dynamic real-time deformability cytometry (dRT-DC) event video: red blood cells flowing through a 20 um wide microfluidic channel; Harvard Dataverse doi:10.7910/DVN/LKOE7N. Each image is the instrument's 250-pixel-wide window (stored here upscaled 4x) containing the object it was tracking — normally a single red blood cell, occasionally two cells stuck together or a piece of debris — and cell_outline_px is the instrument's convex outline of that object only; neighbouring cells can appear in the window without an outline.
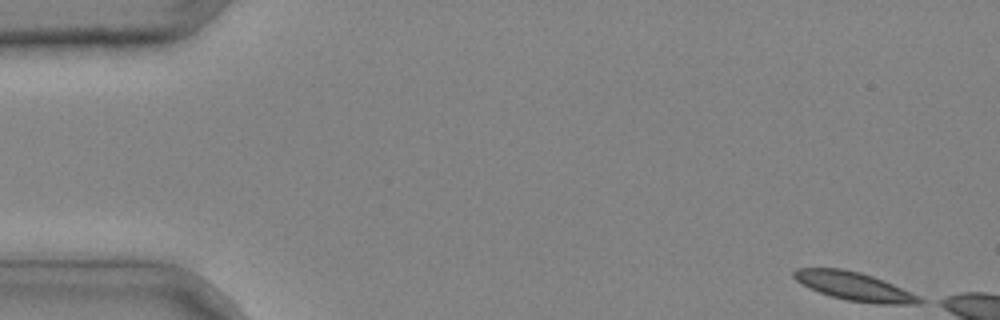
{"species": "common noctule bat (a hibernating species)", "species_latin": "Nyctalus noctula", "temperature_condition": "cold", "stored_images_in_passage": 8, "camera_frame_rate_fps": 3000, "um_per_image_px": 0.085, "animal": {"sex": "male", "body_mass_g": 20.4}, "frame": {"image": 1, "passage_image": 1, "time_ms": 0.0, "image_size_px": [1000, 320], "cell_outline_px": [[928, 300], [920, 304], [876, 304], [848, 300], [832, 296], [820, 292], [796, 280], [792, 276], [792, 272], [796, 268], [840, 268], [860, 272], [884, 280], [920, 296]], "centroid_in_image_um": [72.68, 24.34], "position_along_channel_um": 12.3, "area_um2": 20.75}}